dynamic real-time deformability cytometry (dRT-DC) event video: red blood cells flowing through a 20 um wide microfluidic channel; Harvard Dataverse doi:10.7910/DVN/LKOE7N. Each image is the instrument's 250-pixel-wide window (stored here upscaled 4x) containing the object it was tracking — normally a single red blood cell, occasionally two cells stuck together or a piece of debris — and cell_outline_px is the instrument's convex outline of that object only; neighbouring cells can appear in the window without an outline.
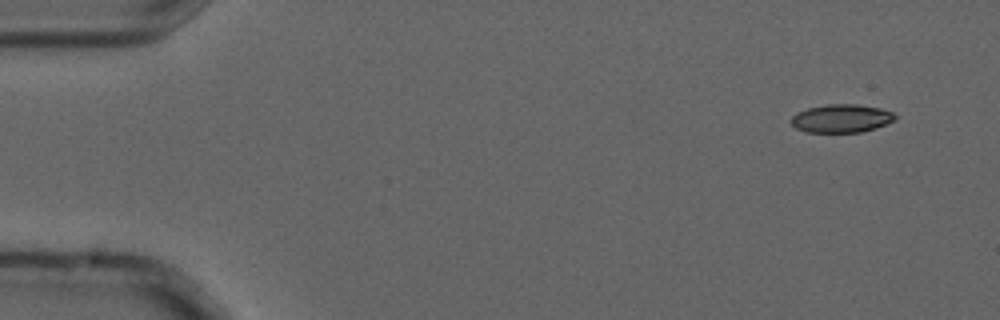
{"species": "common noctule bat (a hibernating species)", "species_latin": "Nyctalus noctula", "temperature_condition": "cold", "stored_images_in_passage": 5, "camera_frame_rate_fps": 3000, "um_per_image_px": 0.085, "animal": {"sex": "male", "forearm_length_mm": 52.5}, "frame": {"image": 1, "passage_image": 1, "time_ms": 0.0, "image_size_px": [1000, 320], "cell_outline_px": [[896, 120], [876, 128], [860, 132], [808, 132], [796, 128], [792, 124], [792, 116], [796, 112], [808, 108], [828, 104], [856, 104], [880, 108], [892, 112], [896, 116]], "centroid_in_image_um": [71.53, 10.06], "position_along_channel_um": 13.5, "area_um2": 17.05}}